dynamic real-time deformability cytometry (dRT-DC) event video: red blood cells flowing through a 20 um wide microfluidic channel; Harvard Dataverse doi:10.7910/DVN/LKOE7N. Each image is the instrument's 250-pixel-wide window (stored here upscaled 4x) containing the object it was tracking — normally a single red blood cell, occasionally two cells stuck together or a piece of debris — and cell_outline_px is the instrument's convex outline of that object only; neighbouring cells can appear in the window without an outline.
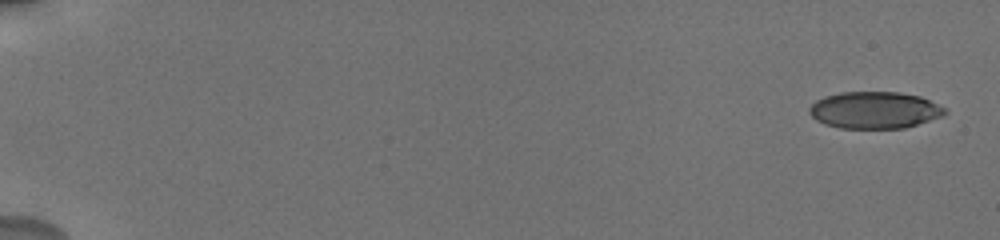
{"species": "human", "species_latin": "Homo sapiens", "temperature_condition": "cold", "stored_images_in_passage": 20, "camera_frame_rate_fps": 3000, "um_per_image_px": 0.085, "donor": {"sex": "male"}, "frame": {"image": 1, "passage_image": 1, "time_ms": 0.0, "image_size_px": [1000, 240], "cell_outline_px": [[948, 112], [940, 116], [904, 128], [840, 128], [824, 124], [816, 120], [808, 112], [808, 108], [816, 100], [824, 96], [840, 92], [900, 92], [920, 96], [944, 108]], "centroid_in_image_um": [74.28, 9.35], "position_along_channel_um": 10.7, "area_um2": 28.96}}
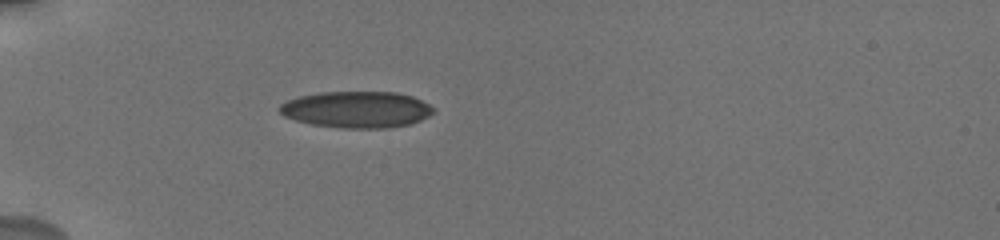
{"frame": {"image": 2, "passage_image": 14, "time_ms": 5.667, "image_size_px": [1000, 240], "cell_outline_px": [[432, 112], [428, 116], [420, 120], [408, 124], [388, 128], [344, 128], [312, 124], [296, 120], [284, 116], [276, 108], [280, 104], [288, 100], [300, 96], [320, 92], [396, 92], [412, 96], [428, 104], [432, 108]], "centroid_in_image_um": [30.27, 9.3], "position_along_channel_um": 54.7, "area_um2": 32.48}}
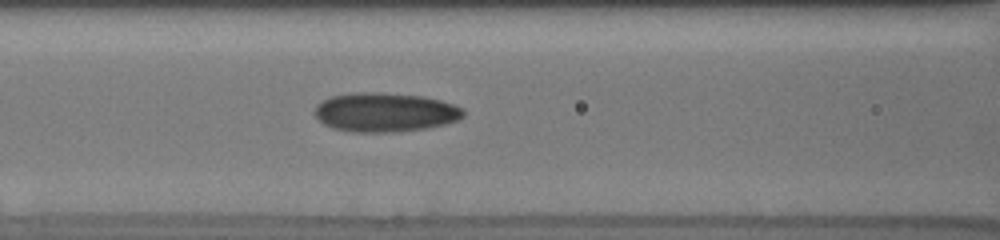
{"frame": {"image": 3, "passage_image": 20, "time_ms": 8.333, "image_size_px": [1000, 240], "cell_outline_px": [[464, 116], [460, 120], [428, 128], [396, 132], [356, 132], [332, 128], [324, 124], [316, 116], [316, 104], [332, 96], [356, 92], [376, 92], [424, 96], [440, 100], [464, 108]], "centroid_in_image_um": [32.77, 9.54], "position_along_channel_um": 133.8, "area_um2": 33.93}}